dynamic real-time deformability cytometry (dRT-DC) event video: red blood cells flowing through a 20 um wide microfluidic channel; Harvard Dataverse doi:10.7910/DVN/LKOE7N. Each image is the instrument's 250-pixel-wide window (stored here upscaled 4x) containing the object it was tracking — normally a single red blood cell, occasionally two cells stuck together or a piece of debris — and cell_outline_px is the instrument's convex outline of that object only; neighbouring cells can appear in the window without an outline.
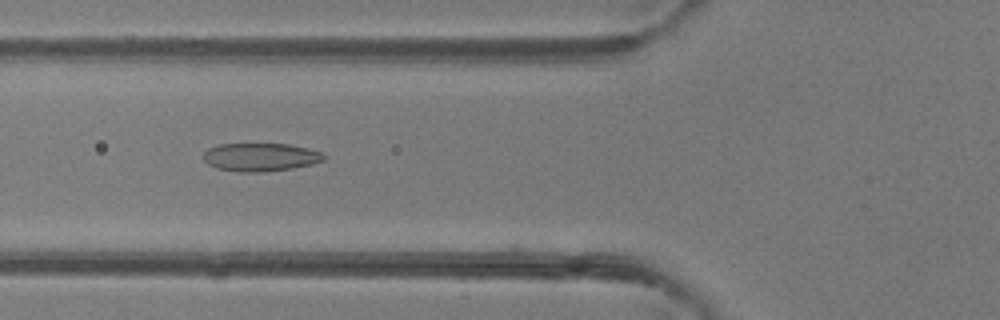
{"species": "common noctule bat (a hibernating species)", "species_latin": "Nyctalus noctula", "temperature_condition": "room temperature", "stored_images_in_passage": 40, "camera_frame_rate_fps": 3000, "um_per_image_px": 0.085, "animal": {"sex": "female"}, "frame": {"image": 1, "passage_image": 9, "time_ms": 2.667, "image_size_px": [1000, 320], "cell_outline_px": [[324, 160], [312, 164], [292, 168], [260, 172], [240, 172], [216, 168], [208, 164], [204, 160], [204, 152], [208, 148], [216, 144], [288, 144], [308, 148], [320, 152], [324, 156]], "centroid_in_image_um": [22.1, 13.35], "position_along_channel_um": 103.7, "area_um2": 19.71}}
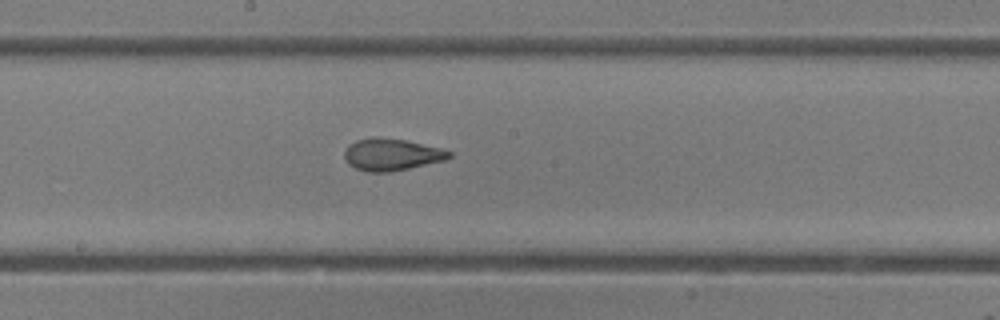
{"frame": {"image": 2, "passage_image": 17, "time_ms": 5.333, "image_size_px": [1000, 320], "cell_outline_px": [[452, 156], [444, 160], [408, 168], [388, 172], [368, 172], [356, 168], [348, 164], [344, 160], [344, 152], [348, 144], [356, 140], [372, 136], [376, 136], [404, 140], [440, 148], [452, 152]], "centroid_in_image_um": [33.22, 13.12], "position_along_channel_um": 215.0, "area_um2": 19.48}}
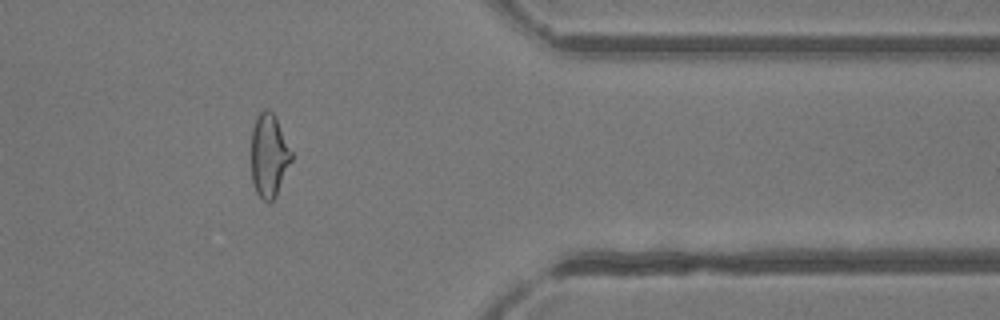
{"frame": {"image": 3, "passage_image": 31, "time_ms": 10.0, "image_size_px": [1000, 320], "cell_outline_px": [[292, 160], [276, 196], [268, 204], [256, 192], [252, 180], [252, 128], [256, 116], [264, 108], [268, 108], [276, 116], [292, 152]], "centroid_in_image_um": [22.87, 13.19], "position_along_channel_um": 388.5, "area_um2": 19.59}, "authors_computed_cell_mechanics": {"area_um2": 20.1722, "velocity_mm_per_s": 4.1524, "shape_relaxation_time_tau1_ms": 6.2019, "shape_relaxation_time_tau2_ms": 1.7206, "deformation_change_tau1": 0.1918, "deformation_change_tau2": 0.0791}}